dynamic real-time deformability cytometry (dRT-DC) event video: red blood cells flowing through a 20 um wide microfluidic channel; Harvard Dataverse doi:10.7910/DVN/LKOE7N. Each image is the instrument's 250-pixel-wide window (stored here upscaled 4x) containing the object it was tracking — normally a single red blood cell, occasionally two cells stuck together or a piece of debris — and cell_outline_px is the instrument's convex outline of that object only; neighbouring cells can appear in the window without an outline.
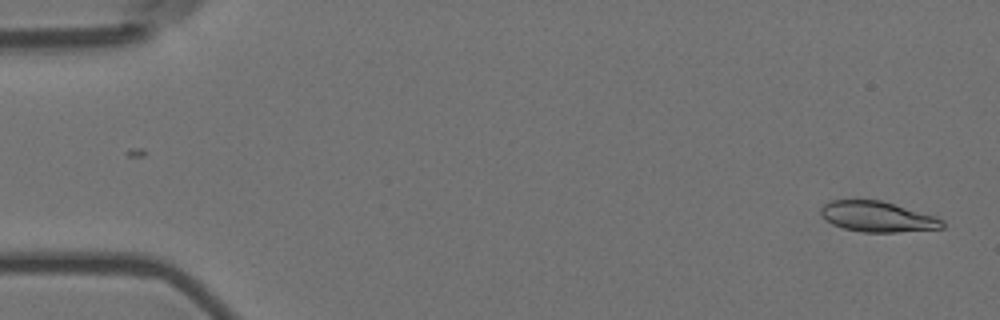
{"species": "Egyptian fruit bat (a non-hibernating species)", "species_latin": "Rousettus aegyptiacus", "temperature_condition": "room temperature", "stored_images_in_passage": 55, "camera_frame_rate_fps": 3000, "um_per_image_px": 0.085, "animal": {"sex": "female"}, "frame": {"image": 1, "passage_image": 1, "time_ms": 0.0, "image_size_px": [1000, 320], "cell_outline_px": [[944, 228], [896, 232], [864, 232], [844, 228], [832, 224], [820, 212], [820, 208], [824, 204], [832, 200], [880, 200], [936, 216], [944, 220]], "centroid_in_image_um": [74.62, 18.42], "position_along_channel_um": 10.4, "area_um2": 21.39}}
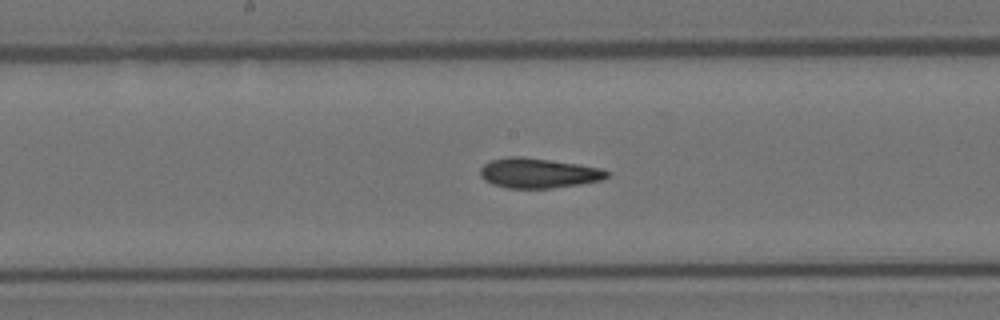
{"frame": {"image": 2, "passage_image": 28, "time_ms": 9.0, "image_size_px": [1000, 320], "cell_outline_px": [[612, 172], [604, 180], [580, 184], [552, 188], [504, 188], [492, 184], [484, 180], [480, 176], [480, 168], [484, 164], [492, 160], [508, 156], [524, 156], [580, 164], [600, 168]], "centroid_in_image_um": [45.77, 14.71], "position_along_channel_um": 202.4, "area_um2": 22.43}}
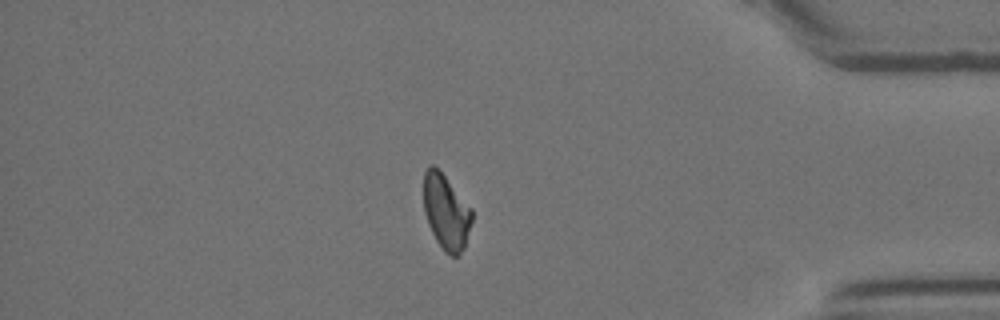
{"frame": {"image": 3, "passage_image": 47, "time_ms": 15.333, "image_size_px": [1000, 320], "cell_outline_px": [[472, 220], [464, 248], [460, 256], [452, 256], [444, 252], [436, 240], [428, 224], [424, 212], [424, 172], [432, 164], [444, 176], [472, 208]], "centroid_in_image_um": [37.92, 18.06], "position_along_channel_um": 397.3, "area_um2": 20.92}}